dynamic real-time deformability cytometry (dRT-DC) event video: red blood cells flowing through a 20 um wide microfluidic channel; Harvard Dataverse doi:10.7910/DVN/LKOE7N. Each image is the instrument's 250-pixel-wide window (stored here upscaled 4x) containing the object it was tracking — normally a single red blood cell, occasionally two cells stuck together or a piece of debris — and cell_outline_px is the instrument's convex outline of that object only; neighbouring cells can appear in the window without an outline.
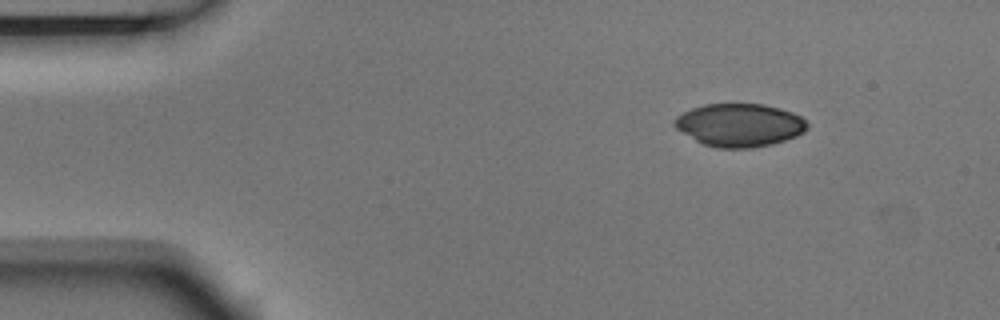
{"species": "Egyptian fruit bat (a non-hibernating species)", "species_latin": "Rousettus aegyptiacus", "temperature_condition": "room temperature", "stored_images_in_passage": 3, "camera_frame_rate_fps": 3000, "um_per_image_px": 0.085, "animal": {"sex": "male"}, "frame": {"image": 1, "passage_image": 1, "time_ms": 0.0, "image_size_px": [1000, 320], "cell_outline_px": [[808, 128], [804, 132], [796, 136], [772, 144], [752, 148], [716, 148], [704, 144], [696, 140], [676, 128], [672, 124], [672, 120], [676, 116], [692, 108], [704, 104], [764, 104], [780, 108], [792, 112], [808, 120]], "centroid_in_image_um": [62.87, 10.62], "position_along_channel_um": 22.1, "area_um2": 33.41}}